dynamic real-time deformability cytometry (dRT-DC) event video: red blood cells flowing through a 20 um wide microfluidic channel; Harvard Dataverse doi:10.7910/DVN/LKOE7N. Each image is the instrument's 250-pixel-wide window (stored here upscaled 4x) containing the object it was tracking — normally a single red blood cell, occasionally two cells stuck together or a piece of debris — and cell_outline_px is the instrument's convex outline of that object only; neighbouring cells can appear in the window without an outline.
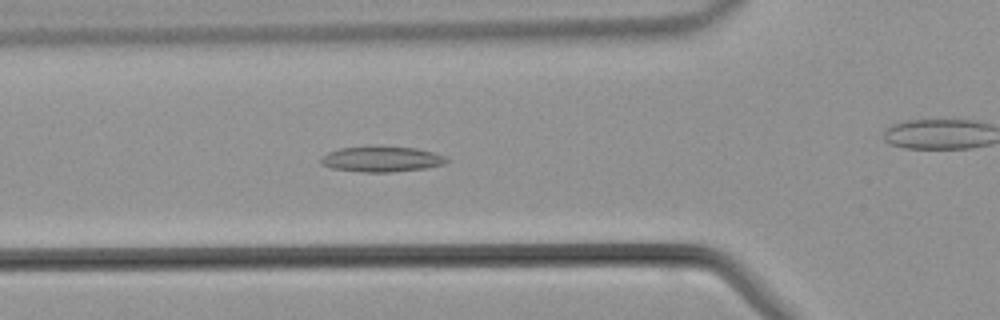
{"species": "common noctule bat (a hibernating species)", "species_latin": "Nyctalus noctula", "temperature_condition": "warm", "stored_images_in_passage": 45, "camera_frame_rate_fps": 3000, "um_per_image_px": 0.085, "animal": {"sex": "male", "body_mass_g": 21.5, "forearm_length_mm": 52.0}, "frame": {"image": 1, "passage_image": 15, "time_ms": 4.667, "image_size_px": [1000, 320], "cell_outline_px": [[448, 160], [444, 164], [428, 168], [392, 172], [364, 172], [332, 168], [320, 164], [320, 160], [328, 152], [340, 148], [416, 148], [432, 152], [444, 156]], "centroid_in_image_um": [32.45, 13.56], "position_along_channel_um": 93.4, "area_um2": 18.03}}
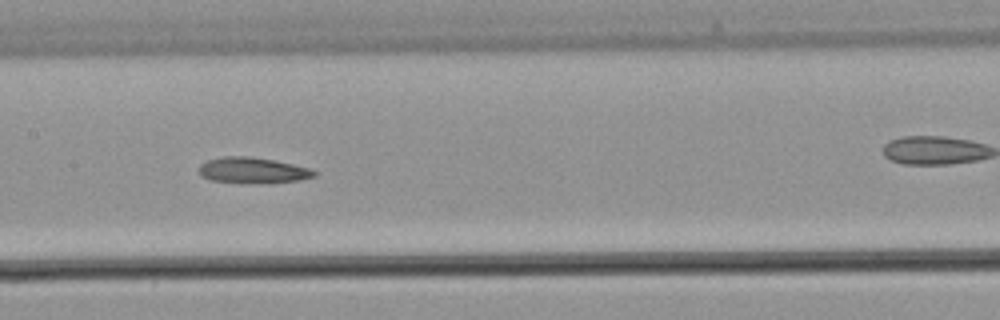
{"frame": {"image": 2, "passage_image": 21, "time_ms": 6.667, "image_size_px": [1000, 320], "cell_outline_px": [[316, 176], [300, 180], [268, 184], [212, 180], [200, 176], [200, 164], [208, 160], [224, 156], [252, 156], [276, 160], [308, 168], [316, 172]], "centroid_in_image_um": [21.51, 14.48], "position_along_channel_um": 185.9, "area_um2": 17.4}}
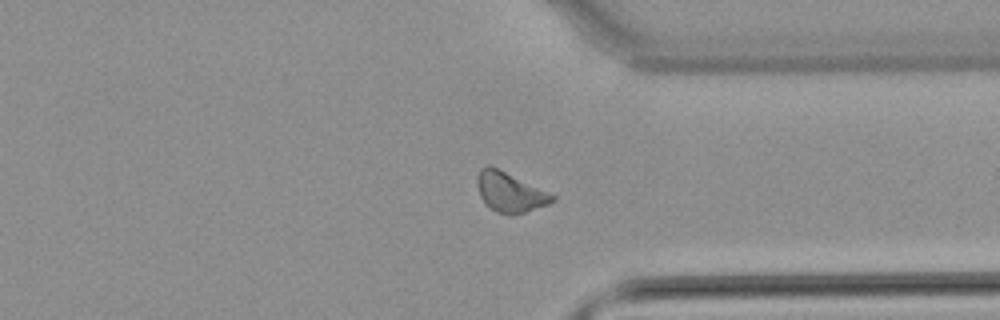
{"frame": {"image": 3, "passage_image": 33, "time_ms": 10.667, "image_size_px": [1000, 320], "cell_outline_px": [[556, 200], [548, 204], [524, 212], [496, 212], [480, 196], [476, 184], [476, 180], [480, 168], [488, 164], [548, 192], [556, 196]], "centroid_in_image_um": [43.32, 16.29], "position_along_channel_um": 368.1, "area_um2": 16.7}}